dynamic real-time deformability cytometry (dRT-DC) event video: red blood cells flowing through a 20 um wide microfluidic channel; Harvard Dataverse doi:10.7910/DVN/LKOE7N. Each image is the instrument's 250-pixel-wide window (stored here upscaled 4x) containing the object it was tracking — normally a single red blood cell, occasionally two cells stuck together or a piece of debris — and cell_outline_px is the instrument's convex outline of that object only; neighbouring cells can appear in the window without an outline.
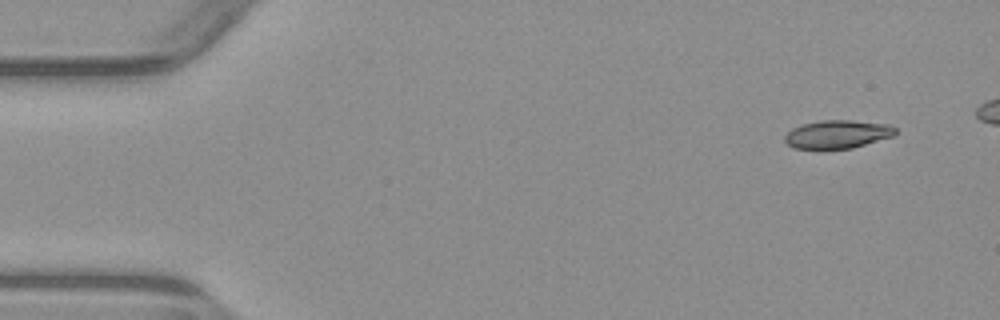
{"species": "common noctule bat (a hibernating species)", "species_latin": "Nyctalus noctula", "temperature_condition": "warm", "stored_images_in_passage": 5, "camera_frame_rate_fps": 3000, "um_per_image_px": 0.085, "animal": {"sex": "male", "body_mass_g": 23.1, "forearm_length_mm": 52.7}, "frame": {"image": 1, "passage_image": 1, "time_ms": 0.0, "image_size_px": [1000, 320], "cell_outline_px": [[896, 132], [892, 136], [852, 148], [820, 152], [792, 148], [784, 140], [784, 136], [792, 128], [804, 124], [824, 120], [852, 120], [888, 124], [896, 128]], "centroid_in_image_um": [71.12, 11.46], "position_along_channel_um": 13.9, "area_um2": 18.79}}